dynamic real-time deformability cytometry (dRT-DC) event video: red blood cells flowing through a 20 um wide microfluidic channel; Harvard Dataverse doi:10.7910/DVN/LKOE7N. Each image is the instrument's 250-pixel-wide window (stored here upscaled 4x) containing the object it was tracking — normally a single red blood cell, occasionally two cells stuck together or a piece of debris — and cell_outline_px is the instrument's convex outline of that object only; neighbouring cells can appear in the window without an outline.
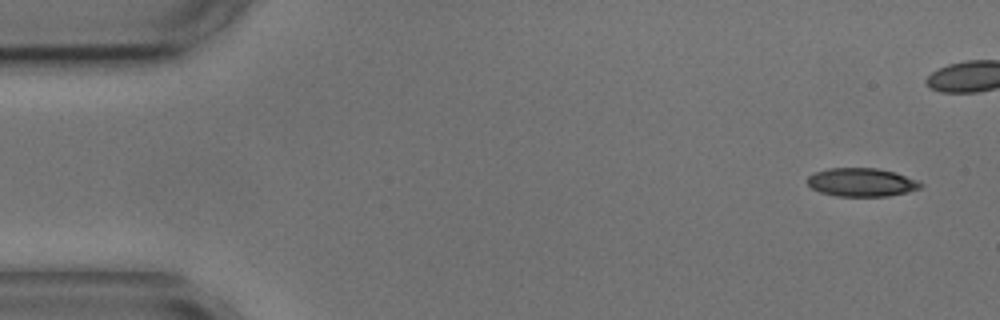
{"species": "common noctule bat (a hibernating species)", "species_latin": "Nyctalus noctula", "temperature_condition": "cold", "stored_images_in_passage": 8, "camera_frame_rate_fps": 3000, "um_per_image_px": 0.085, "animal": {"sex": "male", "body_mass_g": 17.9, "forearm_length_mm": 54.2}, "frame": {"image": 1, "passage_image": 1, "time_ms": 0.0, "image_size_px": [1000, 320], "cell_outline_px": [[924, 184], [920, 188], [888, 196], [836, 196], [820, 192], [812, 188], [808, 184], [808, 176], [816, 172], [828, 168], [876, 168], [896, 172], [916, 180]], "centroid_in_image_um": [73.22, 15.49], "position_along_channel_um": 11.8, "area_um2": 18.61}}